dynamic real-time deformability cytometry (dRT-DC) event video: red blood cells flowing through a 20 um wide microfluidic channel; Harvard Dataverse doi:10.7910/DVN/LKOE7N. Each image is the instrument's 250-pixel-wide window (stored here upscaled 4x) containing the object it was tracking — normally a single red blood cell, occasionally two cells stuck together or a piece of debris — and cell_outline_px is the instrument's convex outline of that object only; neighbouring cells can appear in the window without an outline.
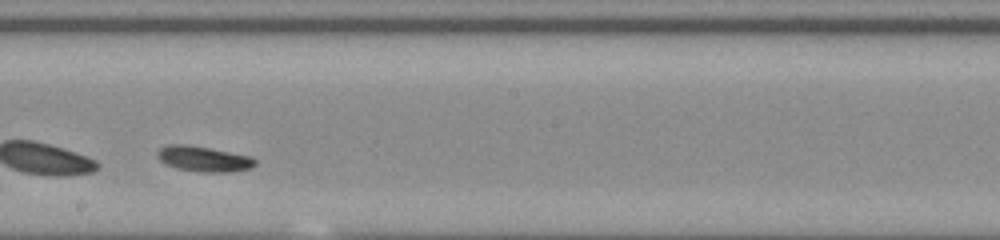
{"species": "common noctule bat (a hibernating species)", "species_latin": "Nyctalus noctula", "temperature_condition": "room temperature", "stored_images_in_passage": 35, "camera_frame_rate_fps": 3000, "um_per_image_px": 0.085, "animal": {"sex": "male", "body_mass_g": 20.0, "forearm_length_mm": 53.3}, "frame": {"image": 1, "passage_image": 16, "time_ms": 5.0, "image_size_px": [1000, 240], "cell_outline_px": [[256, 164], [252, 168], [228, 172], [200, 172], [176, 168], [164, 164], [156, 156], [156, 152], [160, 148], [168, 144], [188, 144], [252, 156], [256, 160]], "centroid_in_image_um": [17.29, 13.5], "position_along_channel_um": 230.9, "area_um2": 14.68}}
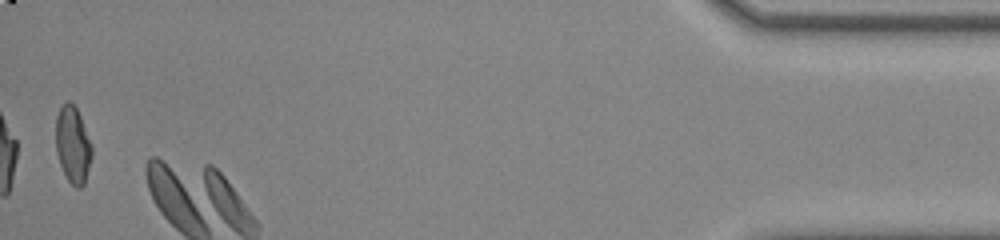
{"frame": {"image": 2, "passage_image": 35, "time_ms": 11.333, "image_size_px": [1000, 240], "cell_outline_px": [[92, 156], [84, 184], [80, 188], [76, 188], [68, 180], [60, 164], [56, 152], [56, 116], [60, 108], [68, 100], [76, 108], [80, 116], [92, 144]], "centroid_in_image_um": [6.19, 12.31], "position_along_channel_um": 429.0, "area_um2": 16.01}, "authors_computed_cell_mechanics": {"area_um2": 14.2188, "velocity_mm_per_s": 3.7757, "shape_relaxation_time_tau1_ms": 1.1824, "shape_relaxation_time_tau2_ms": null, "deformation_change_tau1": 0.0792, "deformation_change_tau2": null}}